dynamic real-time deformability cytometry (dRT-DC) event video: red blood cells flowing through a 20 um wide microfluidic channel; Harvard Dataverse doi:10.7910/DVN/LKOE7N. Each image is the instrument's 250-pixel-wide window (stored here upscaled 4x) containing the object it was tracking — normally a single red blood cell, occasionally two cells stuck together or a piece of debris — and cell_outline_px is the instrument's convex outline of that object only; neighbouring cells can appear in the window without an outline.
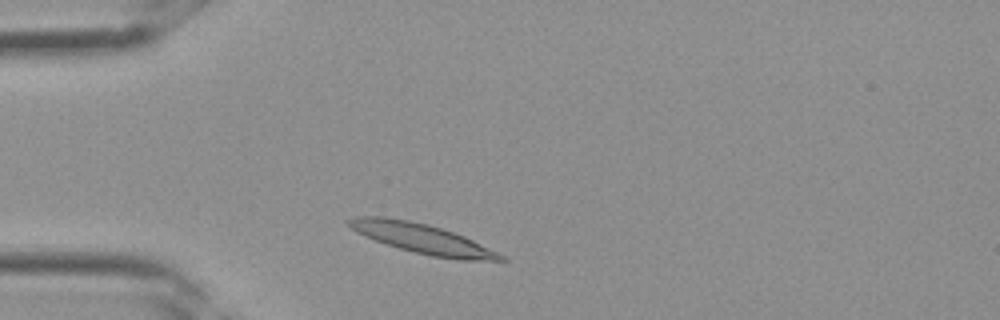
{"species": "Egyptian fruit bat (a non-hibernating species)", "species_latin": "Rousettus aegyptiacus", "temperature_condition": "room temperature", "stored_images_in_passage": 1, "camera_frame_rate_fps": 3000, "um_per_image_px": 0.085, "frame": {"image": 1, "passage_image": 1, "time_ms": 0.0, "image_size_px": [1000, 320], "cell_outline_px": [[508, 260], [456, 260], [432, 256], [400, 248], [364, 236], [356, 232], [344, 220], [356, 216], [384, 216], [408, 220], [428, 224], [464, 236], [504, 256]], "centroid_in_image_um": [35.83, 20.26], "position_along_channel_um": 49.2, "area_um2": 25.89}}